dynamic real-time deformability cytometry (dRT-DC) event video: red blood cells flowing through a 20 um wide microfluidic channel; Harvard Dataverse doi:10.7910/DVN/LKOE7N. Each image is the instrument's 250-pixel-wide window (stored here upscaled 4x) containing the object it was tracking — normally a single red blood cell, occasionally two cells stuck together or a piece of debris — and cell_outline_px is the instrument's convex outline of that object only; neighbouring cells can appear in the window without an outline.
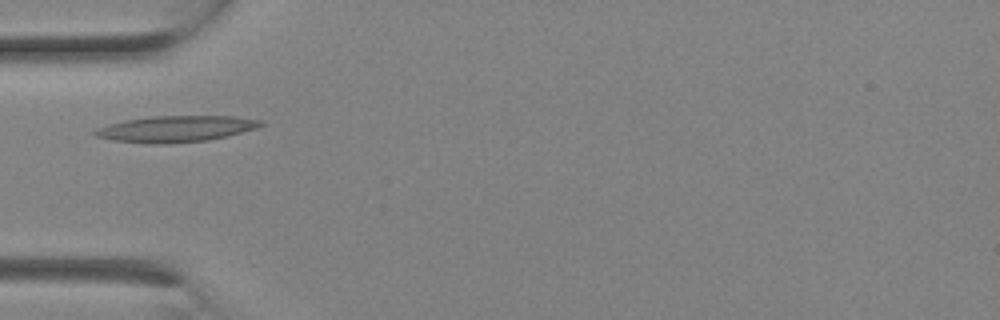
{"species": "Egyptian fruit bat (a non-hibernating species)", "species_latin": "Rousettus aegyptiacus", "temperature_condition": "room temperature", "stored_images_in_passage": 2, "camera_frame_rate_fps": 3000, "um_per_image_px": 0.085, "animal": {"sex": "female"}, "frame": {"image": 1, "passage_image": 2, "time_ms": 0.333, "image_size_px": [1000, 320], "cell_outline_px": [[264, 124], [256, 128], [228, 136], [208, 140], [164, 144], [148, 144], [116, 140], [96, 136], [92, 132], [96, 128], [108, 124], [124, 120], [152, 116], [232, 116], [264, 120]], "centroid_in_image_um": [14.96, 10.95], "position_along_channel_um": 70.0, "area_um2": 25.37}}